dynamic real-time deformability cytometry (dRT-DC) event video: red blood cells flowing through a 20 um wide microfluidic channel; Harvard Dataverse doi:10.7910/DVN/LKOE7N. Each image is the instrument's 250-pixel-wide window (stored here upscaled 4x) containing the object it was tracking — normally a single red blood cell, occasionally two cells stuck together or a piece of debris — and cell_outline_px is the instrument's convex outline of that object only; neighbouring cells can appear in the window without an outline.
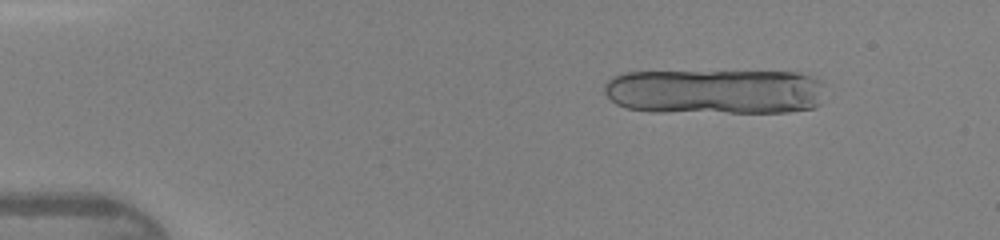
{"species": "human", "species_latin": "Homo sapiens", "temperature_condition": "warm", "stored_images_in_passage": 10, "camera_frame_rate_fps": 3000, "um_per_image_px": 0.085, "donor": {"sex": "female"}, "frame": {"image": 1, "passage_image": 2, "time_ms": 0.333, "image_size_px": [1000, 240], "cell_outline_px": [[832, 92], [816, 108], [788, 112], [648, 112], [624, 108], [616, 104], [604, 92], [604, 84], [612, 76], [624, 72], [800, 72], [812, 76], [820, 80]], "centroid_in_image_um": [60.88, 7.79], "position_along_channel_um": 24.1, "area_um2": 59.82}}